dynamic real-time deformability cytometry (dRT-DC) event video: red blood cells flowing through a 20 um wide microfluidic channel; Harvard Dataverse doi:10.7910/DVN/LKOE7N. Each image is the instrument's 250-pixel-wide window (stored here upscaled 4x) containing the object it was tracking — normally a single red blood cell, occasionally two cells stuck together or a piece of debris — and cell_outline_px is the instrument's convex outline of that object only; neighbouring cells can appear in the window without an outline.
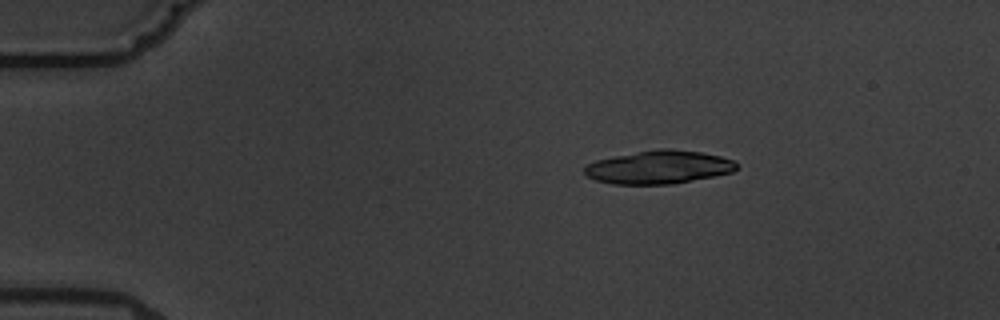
{"species": "common noctule bat (a hibernating species)", "species_latin": "Nyctalus noctula", "temperature_condition": "warm", "stored_images_in_passage": 4, "camera_frame_rate_fps": 3000, "um_per_image_px": 0.085, "animal": {"sex": "male", "body_mass_g": 19.5, "forearm_length_mm": 54.6}, "frame": {"image": 1, "passage_image": 2, "time_ms": 2.0, "image_size_px": [1000, 320], "cell_outline_px": [[736, 168], [732, 172], [672, 184], [612, 184], [596, 180], [588, 176], [584, 172], [584, 168], [588, 164], [596, 160], [636, 152], [660, 148], [668, 148], [700, 152], [720, 156], [736, 160]], "centroid_in_image_um": [56.0, 14.21], "position_along_channel_um": 29.0, "area_um2": 29.19}}